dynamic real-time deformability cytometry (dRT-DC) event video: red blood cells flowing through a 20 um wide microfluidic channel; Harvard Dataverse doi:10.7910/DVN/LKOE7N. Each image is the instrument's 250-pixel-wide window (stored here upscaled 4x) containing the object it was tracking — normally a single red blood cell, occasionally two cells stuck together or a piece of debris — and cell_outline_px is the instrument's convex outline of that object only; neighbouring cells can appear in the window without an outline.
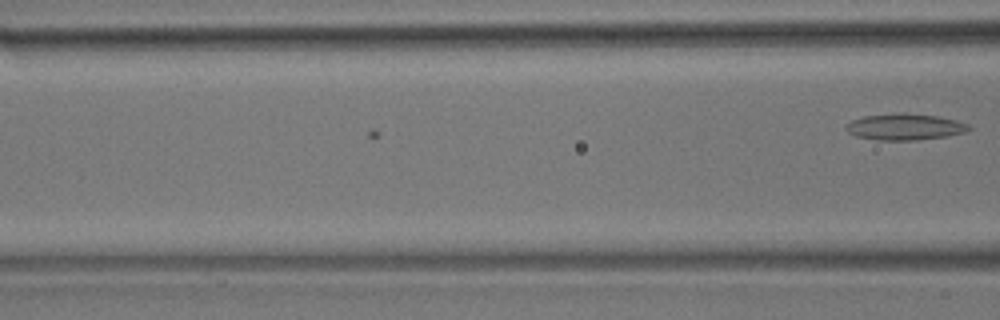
{"species": "common noctule bat (a hibernating species)", "species_latin": "Nyctalus noctula", "temperature_condition": "room temperature", "stored_images_in_passage": 3, "camera_frame_rate_fps": 3000, "um_per_image_px": 0.085, "animal": {"sex": "male", "body_mass_g": 17.9}, "frame": {"image": 1, "passage_image": 3, "time_ms": 0.667, "image_size_px": [1000, 320], "cell_outline_px": [[972, 128], [964, 132], [948, 136], [916, 140], [876, 140], [856, 136], [848, 132], [844, 128], [852, 120], [864, 116], [940, 116], [956, 120], [968, 124]], "centroid_in_image_um": [76.94, 10.84], "position_along_channel_um": 89.7, "area_um2": 17.86}}